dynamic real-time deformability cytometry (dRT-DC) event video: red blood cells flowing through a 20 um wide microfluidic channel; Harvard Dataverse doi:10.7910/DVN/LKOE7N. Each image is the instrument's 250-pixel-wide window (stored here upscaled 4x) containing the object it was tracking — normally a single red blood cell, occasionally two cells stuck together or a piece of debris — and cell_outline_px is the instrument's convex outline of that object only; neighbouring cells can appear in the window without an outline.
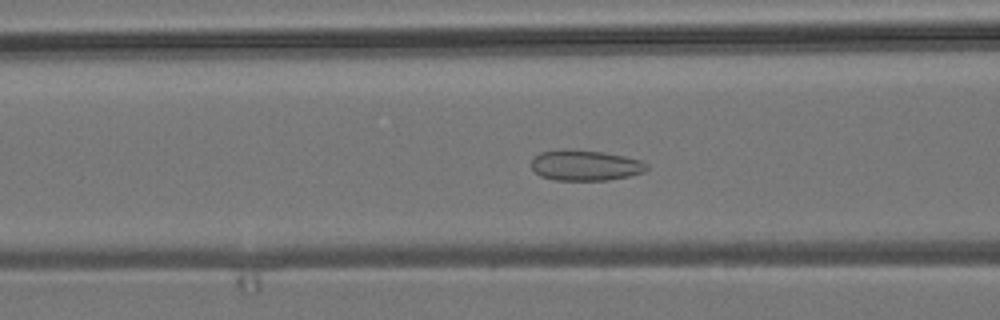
{"species": "common noctule bat (a hibernating species)", "species_latin": "Nyctalus noctula", "temperature_condition": "room temperature", "stored_images_in_passage": 54, "camera_frame_rate_fps": 3000, "um_per_image_px": 0.085, "animal": {"sex": "male", "body_mass_g": 19.2, "forearm_length_mm": 51.8}, "frame": {"image": 1, "passage_image": 21, "time_ms": 6.667, "image_size_px": [1000, 320], "cell_outline_px": [[648, 168], [644, 172], [628, 176], [608, 180], [556, 180], [540, 176], [532, 168], [532, 160], [540, 152], [560, 148], [604, 152], [624, 156], [640, 160], [648, 164]], "centroid_in_image_um": [49.74, 14.04], "position_along_channel_um": 116.9, "area_um2": 20.63}}
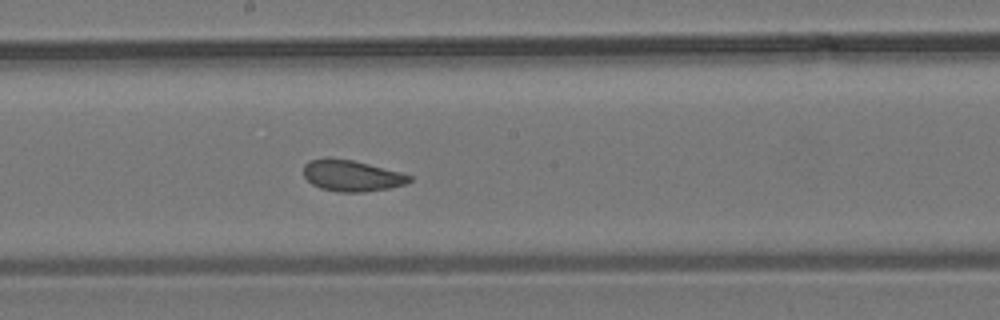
{"frame": {"image": 2, "passage_image": 29, "time_ms": 9.333, "image_size_px": [1000, 320], "cell_outline_px": [[412, 180], [404, 184], [388, 188], [364, 192], [340, 192], [320, 188], [312, 184], [304, 176], [304, 164], [308, 160], [328, 156], [352, 160], [400, 172], [412, 176]], "centroid_in_image_um": [29.85, 14.92], "position_along_channel_um": 218.4, "area_um2": 19.31}}
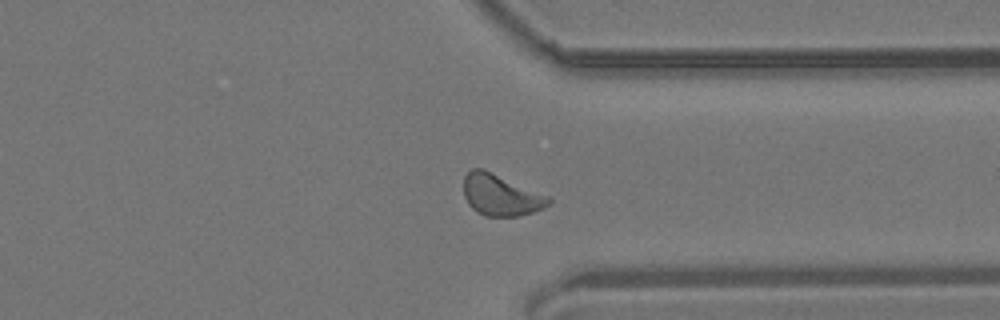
{"frame": {"image": 3, "passage_image": 41, "time_ms": 13.333, "image_size_px": [1000, 320], "cell_outline_px": [[552, 204], [544, 208], [532, 212], [516, 216], [484, 216], [476, 212], [468, 204], [464, 196], [464, 176], [472, 168], [484, 168], [548, 196], [552, 200]], "centroid_in_image_um": [42.55, 16.57], "position_along_channel_um": 368.8, "area_um2": 20.58}, "authors_computed_cell_mechanics": {"area_um2": 20.1722, "velocity_mm_per_s": 3.802, "shape_relaxation_time_tau1_ms": null, "shape_relaxation_time_tau2_ms": 1.1736, "deformation_change_tau1": null, "deformation_change_tau2": 0.0617}}